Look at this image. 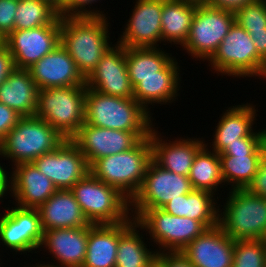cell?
Returning a JSON list of instances; mask_svg holds the SVG:
<instances>
[{
	"instance_id": "6da1fadb",
	"label": "cell",
	"mask_w": 266,
	"mask_h": 267,
	"mask_svg": "<svg viewBox=\"0 0 266 267\" xmlns=\"http://www.w3.org/2000/svg\"><path fill=\"white\" fill-rule=\"evenodd\" d=\"M110 17H60V43L86 79L113 45Z\"/></svg>"
},
{
	"instance_id": "7a4b0ae2",
	"label": "cell",
	"mask_w": 266,
	"mask_h": 267,
	"mask_svg": "<svg viewBox=\"0 0 266 267\" xmlns=\"http://www.w3.org/2000/svg\"><path fill=\"white\" fill-rule=\"evenodd\" d=\"M134 98L110 96L87 88L85 123L112 130L134 132L140 139L149 137L157 123ZM154 124V125H153Z\"/></svg>"
},
{
	"instance_id": "3957f363",
	"label": "cell",
	"mask_w": 266,
	"mask_h": 267,
	"mask_svg": "<svg viewBox=\"0 0 266 267\" xmlns=\"http://www.w3.org/2000/svg\"><path fill=\"white\" fill-rule=\"evenodd\" d=\"M152 160L150 136L133 148L97 159L89 172L105 184L118 189L130 201L140 190L147 167Z\"/></svg>"
},
{
	"instance_id": "277c9868",
	"label": "cell",
	"mask_w": 266,
	"mask_h": 267,
	"mask_svg": "<svg viewBox=\"0 0 266 267\" xmlns=\"http://www.w3.org/2000/svg\"><path fill=\"white\" fill-rule=\"evenodd\" d=\"M65 140L43 119L21 117L0 142V158L9 160L8 166L12 167L32 163L39 156L56 150Z\"/></svg>"
},
{
	"instance_id": "5b68a950",
	"label": "cell",
	"mask_w": 266,
	"mask_h": 267,
	"mask_svg": "<svg viewBox=\"0 0 266 267\" xmlns=\"http://www.w3.org/2000/svg\"><path fill=\"white\" fill-rule=\"evenodd\" d=\"M131 216L150 236L153 249L160 252L182 251L190 242L208 229L202 222L173 216L161 208L130 209ZM146 230V231H145ZM156 246V248H154ZM159 249V250H158Z\"/></svg>"
},
{
	"instance_id": "8992f818",
	"label": "cell",
	"mask_w": 266,
	"mask_h": 267,
	"mask_svg": "<svg viewBox=\"0 0 266 267\" xmlns=\"http://www.w3.org/2000/svg\"><path fill=\"white\" fill-rule=\"evenodd\" d=\"M219 205V225L233 240H264L266 236V198L246 189L227 192Z\"/></svg>"
},
{
	"instance_id": "52a82bcc",
	"label": "cell",
	"mask_w": 266,
	"mask_h": 267,
	"mask_svg": "<svg viewBox=\"0 0 266 267\" xmlns=\"http://www.w3.org/2000/svg\"><path fill=\"white\" fill-rule=\"evenodd\" d=\"M86 89V84L40 89L35 116L71 139L85 123Z\"/></svg>"
},
{
	"instance_id": "ba28073f",
	"label": "cell",
	"mask_w": 266,
	"mask_h": 267,
	"mask_svg": "<svg viewBox=\"0 0 266 267\" xmlns=\"http://www.w3.org/2000/svg\"><path fill=\"white\" fill-rule=\"evenodd\" d=\"M70 190L90 224H115L131 217L130 200L90 172Z\"/></svg>"
},
{
	"instance_id": "9c48e42d",
	"label": "cell",
	"mask_w": 266,
	"mask_h": 267,
	"mask_svg": "<svg viewBox=\"0 0 266 267\" xmlns=\"http://www.w3.org/2000/svg\"><path fill=\"white\" fill-rule=\"evenodd\" d=\"M207 62L211 67L209 69L218 76L221 74L234 77L233 79L240 77L248 79L258 74L263 59L258 55L248 32L234 22Z\"/></svg>"
},
{
	"instance_id": "30bf717a",
	"label": "cell",
	"mask_w": 266,
	"mask_h": 267,
	"mask_svg": "<svg viewBox=\"0 0 266 267\" xmlns=\"http://www.w3.org/2000/svg\"><path fill=\"white\" fill-rule=\"evenodd\" d=\"M235 22L233 11L215 8L199 2L187 41L182 46L195 61L207 62Z\"/></svg>"
},
{
	"instance_id": "8fae6325",
	"label": "cell",
	"mask_w": 266,
	"mask_h": 267,
	"mask_svg": "<svg viewBox=\"0 0 266 267\" xmlns=\"http://www.w3.org/2000/svg\"><path fill=\"white\" fill-rule=\"evenodd\" d=\"M0 245L15 255L37 253L43 240V229L37 209L17 205L6 207L0 213ZM0 246V247H1ZM38 251L36 252V250Z\"/></svg>"
},
{
	"instance_id": "7c38bea8",
	"label": "cell",
	"mask_w": 266,
	"mask_h": 267,
	"mask_svg": "<svg viewBox=\"0 0 266 267\" xmlns=\"http://www.w3.org/2000/svg\"><path fill=\"white\" fill-rule=\"evenodd\" d=\"M192 190L188 176L169 172L152 159L140 190L130 201V209L162 208L169 200Z\"/></svg>"
},
{
	"instance_id": "4fadbf2b",
	"label": "cell",
	"mask_w": 266,
	"mask_h": 267,
	"mask_svg": "<svg viewBox=\"0 0 266 267\" xmlns=\"http://www.w3.org/2000/svg\"><path fill=\"white\" fill-rule=\"evenodd\" d=\"M2 43L15 68L28 69L60 44V17L51 25L13 30Z\"/></svg>"
},
{
	"instance_id": "5bb4252c",
	"label": "cell",
	"mask_w": 266,
	"mask_h": 267,
	"mask_svg": "<svg viewBox=\"0 0 266 267\" xmlns=\"http://www.w3.org/2000/svg\"><path fill=\"white\" fill-rule=\"evenodd\" d=\"M32 163L53 182L57 190L71 189L90 169L81 150L70 139Z\"/></svg>"
},
{
	"instance_id": "9a60e30c",
	"label": "cell",
	"mask_w": 266,
	"mask_h": 267,
	"mask_svg": "<svg viewBox=\"0 0 266 267\" xmlns=\"http://www.w3.org/2000/svg\"><path fill=\"white\" fill-rule=\"evenodd\" d=\"M133 3L134 9L117 43L124 47H159L163 0H135Z\"/></svg>"
},
{
	"instance_id": "2e32d148",
	"label": "cell",
	"mask_w": 266,
	"mask_h": 267,
	"mask_svg": "<svg viewBox=\"0 0 266 267\" xmlns=\"http://www.w3.org/2000/svg\"><path fill=\"white\" fill-rule=\"evenodd\" d=\"M115 43L85 79L86 87L110 96L134 98L126 66V47Z\"/></svg>"
},
{
	"instance_id": "e0dca14e",
	"label": "cell",
	"mask_w": 266,
	"mask_h": 267,
	"mask_svg": "<svg viewBox=\"0 0 266 267\" xmlns=\"http://www.w3.org/2000/svg\"><path fill=\"white\" fill-rule=\"evenodd\" d=\"M70 140L81 150L90 167L97 159L133 148L141 139L134 132L84 123Z\"/></svg>"
},
{
	"instance_id": "ac0fdd59",
	"label": "cell",
	"mask_w": 266,
	"mask_h": 267,
	"mask_svg": "<svg viewBox=\"0 0 266 267\" xmlns=\"http://www.w3.org/2000/svg\"><path fill=\"white\" fill-rule=\"evenodd\" d=\"M11 168L12 171H8V195L13 198L12 205L37 209L57 191L53 182L33 163Z\"/></svg>"
},
{
	"instance_id": "d6986e66",
	"label": "cell",
	"mask_w": 266,
	"mask_h": 267,
	"mask_svg": "<svg viewBox=\"0 0 266 267\" xmlns=\"http://www.w3.org/2000/svg\"><path fill=\"white\" fill-rule=\"evenodd\" d=\"M152 159L162 168L176 174L189 176L197 152L205 145L204 137H176L170 140L158 131L150 132ZM186 137V138H185ZM172 140V141H171Z\"/></svg>"
},
{
	"instance_id": "ffe728a7",
	"label": "cell",
	"mask_w": 266,
	"mask_h": 267,
	"mask_svg": "<svg viewBox=\"0 0 266 267\" xmlns=\"http://www.w3.org/2000/svg\"><path fill=\"white\" fill-rule=\"evenodd\" d=\"M176 57L161 71V76L129 77L134 99L151 115V105H169L178 101L181 90L180 63ZM179 64V65H178ZM177 99V100H176ZM150 106V107H149Z\"/></svg>"
},
{
	"instance_id": "44dd1931",
	"label": "cell",
	"mask_w": 266,
	"mask_h": 267,
	"mask_svg": "<svg viewBox=\"0 0 266 267\" xmlns=\"http://www.w3.org/2000/svg\"><path fill=\"white\" fill-rule=\"evenodd\" d=\"M28 70L39 90L85 85V78L61 43Z\"/></svg>"
},
{
	"instance_id": "7402d4cb",
	"label": "cell",
	"mask_w": 266,
	"mask_h": 267,
	"mask_svg": "<svg viewBox=\"0 0 266 267\" xmlns=\"http://www.w3.org/2000/svg\"><path fill=\"white\" fill-rule=\"evenodd\" d=\"M233 240L218 224L206 229L181 252L194 267H232Z\"/></svg>"
},
{
	"instance_id": "603a6c76",
	"label": "cell",
	"mask_w": 266,
	"mask_h": 267,
	"mask_svg": "<svg viewBox=\"0 0 266 267\" xmlns=\"http://www.w3.org/2000/svg\"><path fill=\"white\" fill-rule=\"evenodd\" d=\"M88 240V226L44 231L40 251L52 255L54 267H82ZM45 249V250H44Z\"/></svg>"
},
{
	"instance_id": "cb8c5ba5",
	"label": "cell",
	"mask_w": 266,
	"mask_h": 267,
	"mask_svg": "<svg viewBox=\"0 0 266 267\" xmlns=\"http://www.w3.org/2000/svg\"><path fill=\"white\" fill-rule=\"evenodd\" d=\"M255 108L254 103L241 102V105L234 104V106L227 107V110L224 109L214 128L212 144L207 142L205 145L212 146L210 150L219 154L229 144L237 142L239 138L248 137L255 130L254 124L257 123L258 110Z\"/></svg>"
},
{
	"instance_id": "d4e9b609",
	"label": "cell",
	"mask_w": 266,
	"mask_h": 267,
	"mask_svg": "<svg viewBox=\"0 0 266 267\" xmlns=\"http://www.w3.org/2000/svg\"><path fill=\"white\" fill-rule=\"evenodd\" d=\"M134 221L131 216L115 224H90L82 267H115L119 237Z\"/></svg>"
},
{
	"instance_id": "484cf974",
	"label": "cell",
	"mask_w": 266,
	"mask_h": 267,
	"mask_svg": "<svg viewBox=\"0 0 266 267\" xmlns=\"http://www.w3.org/2000/svg\"><path fill=\"white\" fill-rule=\"evenodd\" d=\"M37 210L43 231L90 225L70 189L57 190Z\"/></svg>"
},
{
	"instance_id": "4316f807",
	"label": "cell",
	"mask_w": 266,
	"mask_h": 267,
	"mask_svg": "<svg viewBox=\"0 0 266 267\" xmlns=\"http://www.w3.org/2000/svg\"><path fill=\"white\" fill-rule=\"evenodd\" d=\"M39 88L30 71L14 68L0 85V103L13 109L21 117L35 116Z\"/></svg>"
},
{
	"instance_id": "83f0119b",
	"label": "cell",
	"mask_w": 266,
	"mask_h": 267,
	"mask_svg": "<svg viewBox=\"0 0 266 267\" xmlns=\"http://www.w3.org/2000/svg\"><path fill=\"white\" fill-rule=\"evenodd\" d=\"M200 1L194 0H163L161 16L162 45L169 43L176 47L183 46L187 41L190 27Z\"/></svg>"
},
{
	"instance_id": "f1b7e54d",
	"label": "cell",
	"mask_w": 266,
	"mask_h": 267,
	"mask_svg": "<svg viewBox=\"0 0 266 267\" xmlns=\"http://www.w3.org/2000/svg\"><path fill=\"white\" fill-rule=\"evenodd\" d=\"M140 230L141 233H140ZM144 229L134 221L119 237L115 267H146L157 255L148 249Z\"/></svg>"
},
{
	"instance_id": "f546056e",
	"label": "cell",
	"mask_w": 266,
	"mask_h": 267,
	"mask_svg": "<svg viewBox=\"0 0 266 267\" xmlns=\"http://www.w3.org/2000/svg\"><path fill=\"white\" fill-rule=\"evenodd\" d=\"M188 177L194 190L217 195L220 194L219 187L225 188L219 154L211 151L206 145L195 155Z\"/></svg>"
},
{
	"instance_id": "4dcf8cb0",
	"label": "cell",
	"mask_w": 266,
	"mask_h": 267,
	"mask_svg": "<svg viewBox=\"0 0 266 267\" xmlns=\"http://www.w3.org/2000/svg\"><path fill=\"white\" fill-rule=\"evenodd\" d=\"M160 47H126L129 77L161 76V71L175 58Z\"/></svg>"
},
{
	"instance_id": "1f68e13d",
	"label": "cell",
	"mask_w": 266,
	"mask_h": 267,
	"mask_svg": "<svg viewBox=\"0 0 266 267\" xmlns=\"http://www.w3.org/2000/svg\"><path fill=\"white\" fill-rule=\"evenodd\" d=\"M264 154L219 155L224 185L229 190L246 189L257 173ZM231 187V188H230Z\"/></svg>"
},
{
	"instance_id": "d6a6232c",
	"label": "cell",
	"mask_w": 266,
	"mask_h": 267,
	"mask_svg": "<svg viewBox=\"0 0 266 267\" xmlns=\"http://www.w3.org/2000/svg\"><path fill=\"white\" fill-rule=\"evenodd\" d=\"M60 16L44 0H18L15 12V30L32 29L53 24Z\"/></svg>"
},
{
	"instance_id": "836d02e7",
	"label": "cell",
	"mask_w": 266,
	"mask_h": 267,
	"mask_svg": "<svg viewBox=\"0 0 266 267\" xmlns=\"http://www.w3.org/2000/svg\"><path fill=\"white\" fill-rule=\"evenodd\" d=\"M221 195L219 197L207 191L193 189L186 194L185 217L200 221L207 228L218 225L220 208L218 202Z\"/></svg>"
},
{
	"instance_id": "e575fe53",
	"label": "cell",
	"mask_w": 266,
	"mask_h": 267,
	"mask_svg": "<svg viewBox=\"0 0 266 267\" xmlns=\"http://www.w3.org/2000/svg\"><path fill=\"white\" fill-rule=\"evenodd\" d=\"M232 267H266L264 240L235 241Z\"/></svg>"
},
{
	"instance_id": "d590c367",
	"label": "cell",
	"mask_w": 266,
	"mask_h": 267,
	"mask_svg": "<svg viewBox=\"0 0 266 267\" xmlns=\"http://www.w3.org/2000/svg\"><path fill=\"white\" fill-rule=\"evenodd\" d=\"M235 22L247 32L266 31V0L247 3L234 12Z\"/></svg>"
},
{
	"instance_id": "8d00e7d4",
	"label": "cell",
	"mask_w": 266,
	"mask_h": 267,
	"mask_svg": "<svg viewBox=\"0 0 266 267\" xmlns=\"http://www.w3.org/2000/svg\"><path fill=\"white\" fill-rule=\"evenodd\" d=\"M259 130L255 129L248 137L239 138L237 142L229 144L219 155L264 154L266 151V128Z\"/></svg>"
},
{
	"instance_id": "74e56055",
	"label": "cell",
	"mask_w": 266,
	"mask_h": 267,
	"mask_svg": "<svg viewBox=\"0 0 266 267\" xmlns=\"http://www.w3.org/2000/svg\"><path fill=\"white\" fill-rule=\"evenodd\" d=\"M99 1L103 0H66L58 15L60 17H109L101 7L99 10L98 7L94 8L93 4L96 5Z\"/></svg>"
},
{
	"instance_id": "f35d334b",
	"label": "cell",
	"mask_w": 266,
	"mask_h": 267,
	"mask_svg": "<svg viewBox=\"0 0 266 267\" xmlns=\"http://www.w3.org/2000/svg\"><path fill=\"white\" fill-rule=\"evenodd\" d=\"M18 0H0V39L3 41L13 30Z\"/></svg>"
},
{
	"instance_id": "ab89813d",
	"label": "cell",
	"mask_w": 266,
	"mask_h": 267,
	"mask_svg": "<svg viewBox=\"0 0 266 267\" xmlns=\"http://www.w3.org/2000/svg\"><path fill=\"white\" fill-rule=\"evenodd\" d=\"M246 190L253 195L266 198V151L258 166L257 173L254 175L252 182Z\"/></svg>"
},
{
	"instance_id": "60d3db41",
	"label": "cell",
	"mask_w": 266,
	"mask_h": 267,
	"mask_svg": "<svg viewBox=\"0 0 266 267\" xmlns=\"http://www.w3.org/2000/svg\"><path fill=\"white\" fill-rule=\"evenodd\" d=\"M21 116L13 109L0 103V142L17 124Z\"/></svg>"
},
{
	"instance_id": "b9f144b4",
	"label": "cell",
	"mask_w": 266,
	"mask_h": 267,
	"mask_svg": "<svg viewBox=\"0 0 266 267\" xmlns=\"http://www.w3.org/2000/svg\"><path fill=\"white\" fill-rule=\"evenodd\" d=\"M165 267H194L190 260L181 252H160L156 255Z\"/></svg>"
},
{
	"instance_id": "7bdbcfd3",
	"label": "cell",
	"mask_w": 266,
	"mask_h": 267,
	"mask_svg": "<svg viewBox=\"0 0 266 267\" xmlns=\"http://www.w3.org/2000/svg\"><path fill=\"white\" fill-rule=\"evenodd\" d=\"M13 58L9 53L7 47L0 44V85L7 78L10 72L14 69Z\"/></svg>"
},
{
	"instance_id": "ee69618b",
	"label": "cell",
	"mask_w": 266,
	"mask_h": 267,
	"mask_svg": "<svg viewBox=\"0 0 266 267\" xmlns=\"http://www.w3.org/2000/svg\"><path fill=\"white\" fill-rule=\"evenodd\" d=\"M208 6L221 8L224 10H230L235 12L247 3L253 2L255 0H199Z\"/></svg>"
},
{
	"instance_id": "f6af8a7d",
	"label": "cell",
	"mask_w": 266,
	"mask_h": 267,
	"mask_svg": "<svg viewBox=\"0 0 266 267\" xmlns=\"http://www.w3.org/2000/svg\"><path fill=\"white\" fill-rule=\"evenodd\" d=\"M186 194L177 196L176 199H171L161 209L173 216L185 217Z\"/></svg>"
},
{
	"instance_id": "bcb514c9",
	"label": "cell",
	"mask_w": 266,
	"mask_h": 267,
	"mask_svg": "<svg viewBox=\"0 0 266 267\" xmlns=\"http://www.w3.org/2000/svg\"><path fill=\"white\" fill-rule=\"evenodd\" d=\"M255 45L258 55L266 59V31L248 32Z\"/></svg>"
},
{
	"instance_id": "7dc6e473",
	"label": "cell",
	"mask_w": 266,
	"mask_h": 267,
	"mask_svg": "<svg viewBox=\"0 0 266 267\" xmlns=\"http://www.w3.org/2000/svg\"><path fill=\"white\" fill-rule=\"evenodd\" d=\"M5 164L0 163V203H4L3 199L8 196V169L3 167ZM7 169V170H6Z\"/></svg>"
},
{
	"instance_id": "c3c4849f",
	"label": "cell",
	"mask_w": 266,
	"mask_h": 267,
	"mask_svg": "<svg viewBox=\"0 0 266 267\" xmlns=\"http://www.w3.org/2000/svg\"><path fill=\"white\" fill-rule=\"evenodd\" d=\"M255 79H262V80H266V59L263 60V62L261 63L260 69L258 74L254 77Z\"/></svg>"
},
{
	"instance_id": "681fc988",
	"label": "cell",
	"mask_w": 266,
	"mask_h": 267,
	"mask_svg": "<svg viewBox=\"0 0 266 267\" xmlns=\"http://www.w3.org/2000/svg\"><path fill=\"white\" fill-rule=\"evenodd\" d=\"M44 1L49 3L57 11H59L66 2V0H44Z\"/></svg>"
},
{
	"instance_id": "f907efd6",
	"label": "cell",
	"mask_w": 266,
	"mask_h": 267,
	"mask_svg": "<svg viewBox=\"0 0 266 267\" xmlns=\"http://www.w3.org/2000/svg\"><path fill=\"white\" fill-rule=\"evenodd\" d=\"M146 267H165L164 263L155 256Z\"/></svg>"
},
{
	"instance_id": "816d5d0a",
	"label": "cell",
	"mask_w": 266,
	"mask_h": 267,
	"mask_svg": "<svg viewBox=\"0 0 266 267\" xmlns=\"http://www.w3.org/2000/svg\"><path fill=\"white\" fill-rule=\"evenodd\" d=\"M39 262H37L36 264H33L32 263V265H30V263H28L29 265L28 266H24V267H54L52 264H50L49 261L48 262H46V261H44V262L43 261H39Z\"/></svg>"
},
{
	"instance_id": "f5cc1de1",
	"label": "cell",
	"mask_w": 266,
	"mask_h": 267,
	"mask_svg": "<svg viewBox=\"0 0 266 267\" xmlns=\"http://www.w3.org/2000/svg\"><path fill=\"white\" fill-rule=\"evenodd\" d=\"M0 252H3V251L1 250ZM0 254H1V253H0ZM0 256H1V255H0ZM0 261H2L1 258H0ZM0 264H1V265H0V267H1V266H2V262H1Z\"/></svg>"
}]
</instances>
